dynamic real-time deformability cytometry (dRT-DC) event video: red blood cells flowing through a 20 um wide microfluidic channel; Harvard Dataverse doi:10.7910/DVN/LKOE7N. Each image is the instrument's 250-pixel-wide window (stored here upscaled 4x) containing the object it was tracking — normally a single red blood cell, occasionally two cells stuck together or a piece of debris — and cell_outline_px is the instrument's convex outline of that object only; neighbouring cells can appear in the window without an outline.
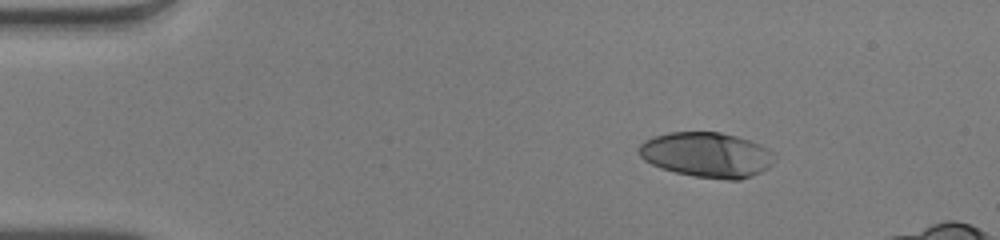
{"species": "human", "species_latin": "Homo sapiens", "temperature_condition": "warm", "stored_images_in_passage": 41, "camera_frame_rate_fps": 3000, "um_per_image_px": 0.085, "donor": {"sex": "male"}, "frame": {"image": 1, "passage_image": 1, "time_ms": 0.0, "image_size_px": [1000, 240], "cell_outline_px": [[776, 156], [768, 168], [752, 176], [740, 180], [728, 180], [696, 176], [676, 172], [660, 168], [644, 160], [640, 156], [636, 148], [644, 140], [652, 136], [668, 132], [720, 132], [736, 136], [760, 144], [776, 152]], "centroid_in_image_um": [60.07, 13.15], "position_along_channel_um": 24.9, "area_um2": 35.89}}
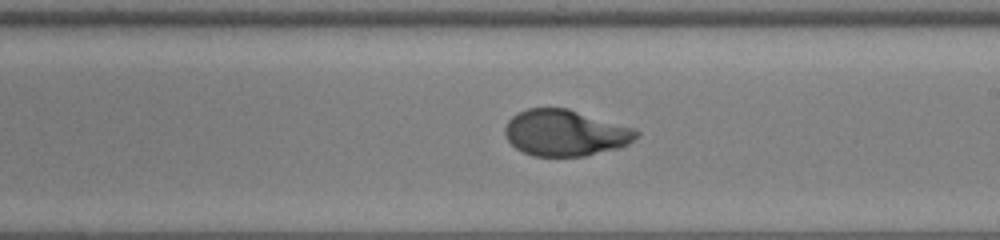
{"frame": {"image": 2, "passage_image": 23, "time_ms": 7.333, "image_size_px": [1000, 240], "cell_outline_px": [[640, 132], [628, 144], [620, 148], [584, 156], [532, 156], [516, 148], [508, 140], [504, 132], [504, 128], [508, 120], [512, 116], [528, 108], [568, 108], [636, 128]], "centroid_in_image_um": [48.06, 11.29], "position_along_channel_um": 240.9, "area_um2": 35.49}}
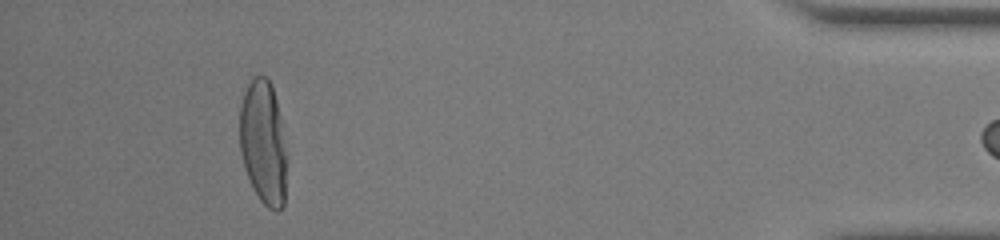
{"frame": {"image": 3, "passage_image": 40, "time_ms": 13.0, "image_size_px": [1000, 240], "cell_outline_px": [[288, 156], [284, 204], [276, 212], [268, 208], [260, 200], [252, 188], [240, 152], [240, 104], [244, 92], [252, 76], [264, 76], [272, 84], [280, 116]], "centroid_in_image_um": [22.4, 12.14], "position_along_channel_um": 412.8, "area_um2": 34.56}}